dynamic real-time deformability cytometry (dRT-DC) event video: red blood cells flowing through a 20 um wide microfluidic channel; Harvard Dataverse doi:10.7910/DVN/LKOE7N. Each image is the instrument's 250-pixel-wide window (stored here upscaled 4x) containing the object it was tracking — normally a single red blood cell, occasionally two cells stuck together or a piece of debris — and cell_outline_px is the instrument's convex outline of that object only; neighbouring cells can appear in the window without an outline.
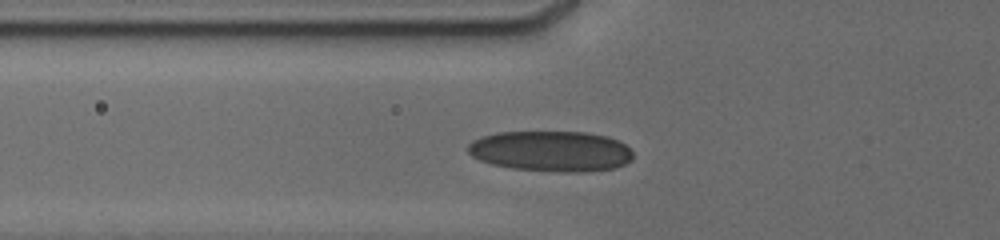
{"species": "human", "species_latin": "Homo sapiens", "temperature_condition": "cold", "stored_images_in_passage": 12, "camera_frame_rate_fps": 3000, "um_per_image_px": 0.085, "donor": {"sex": "male"}, "frame": {"image": 1, "passage_image": 7, "time_ms": 4.333, "image_size_px": [1000, 240], "cell_outline_px": [[632, 160], [616, 168], [584, 172], [556, 172], [512, 168], [492, 164], [480, 160], [472, 156], [468, 152], [468, 144], [472, 140], [484, 136], [500, 132], [584, 132], [608, 136], [624, 144], [632, 152]], "centroid_in_image_um": [46.84, 12.86], "position_along_channel_um": 79.0, "area_um2": 39.07}}
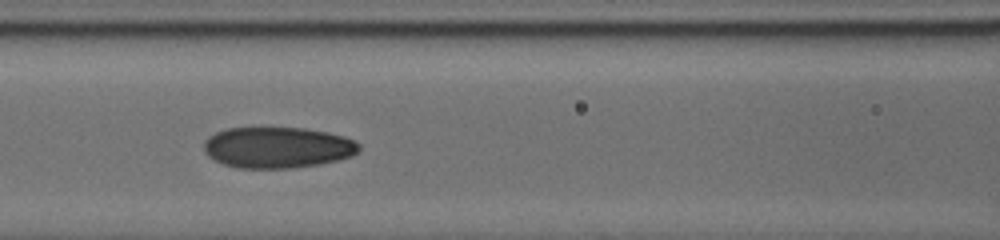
{"frame": {"image": 2, "passage_image": 9, "time_ms": 6.0, "image_size_px": [1000, 240], "cell_outline_px": [[360, 148], [352, 156], [320, 164], [292, 168], [240, 168], [224, 164], [208, 156], [204, 152], [204, 140], [208, 136], [216, 132], [228, 128], [304, 128], [328, 132], [344, 136], [356, 140], [360, 144]], "centroid_in_image_um": [23.6, 12.53], "position_along_channel_um": 143.0, "area_um2": 37.22}}
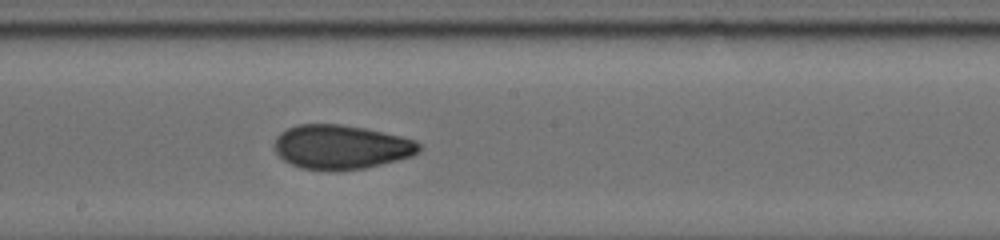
{"frame": {"image": 3, "passage_image": 12, "time_ms": 8.0, "image_size_px": [1000, 240], "cell_outline_px": [[420, 152], [412, 156], [364, 168], [332, 172], [328, 172], [300, 168], [284, 160], [276, 152], [272, 144], [276, 136], [280, 132], [296, 124], [340, 124], [364, 128], [400, 136], [416, 140], [420, 144]], "centroid_in_image_um": [28.95, 12.5], "position_along_channel_um": 219.2, "area_um2": 37.63}}